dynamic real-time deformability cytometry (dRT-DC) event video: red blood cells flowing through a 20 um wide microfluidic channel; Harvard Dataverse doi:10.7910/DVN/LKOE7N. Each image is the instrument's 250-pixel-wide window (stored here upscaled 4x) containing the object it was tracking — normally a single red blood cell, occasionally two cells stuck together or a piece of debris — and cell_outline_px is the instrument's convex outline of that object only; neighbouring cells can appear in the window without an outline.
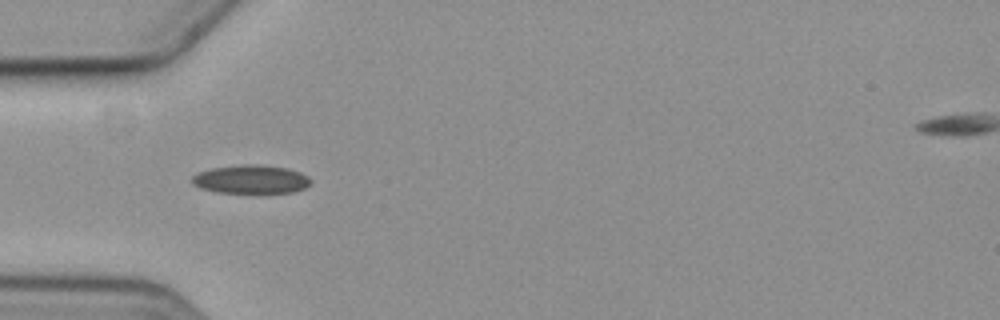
{"species": "common noctule bat (a hibernating species)", "species_latin": "Nyctalus noctula", "temperature_condition": "cold", "stored_images_in_passage": 4, "camera_frame_rate_fps": 3000, "um_per_image_px": 0.085, "animal": {"sex": "female", "body_mass_g": 19.3, "forearm_length_mm": 54.1}, "frame": {"image": 1, "passage_image": 3, "time_ms": 2.333, "image_size_px": [1000, 320], "cell_outline_px": [[312, 180], [304, 188], [292, 192], [216, 192], [200, 188], [192, 184], [192, 176], [200, 172], [212, 168], [244, 164], [256, 164], [288, 168], [300, 172], [308, 176]], "centroid_in_image_um": [21.33, 15.23], "position_along_channel_um": 63.7, "area_um2": 19.54}}
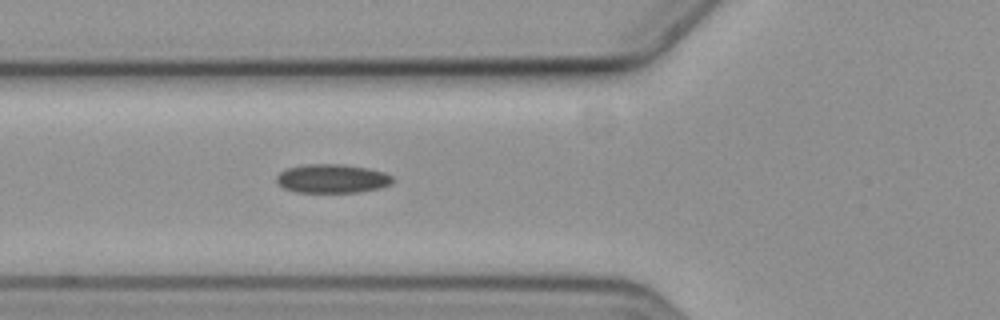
{"frame": {"image": 2, "passage_image": 4, "time_ms": 3.333, "image_size_px": [1000, 320], "cell_outline_px": [[392, 180], [388, 184], [380, 188], [360, 192], [296, 192], [284, 188], [276, 184], [276, 176], [280, 172], [288, 168], [304, 164], [344, 164], [368, 168], [384, 172], [392, 176]], "centroid_in_image_um": [28.19, 15.18], "position_along_channel_um": 97.6, "area_um2": 19.54}}